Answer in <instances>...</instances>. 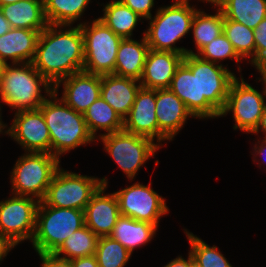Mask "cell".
<instances>
[{
	"label": "cell",
	"mask_w": 266,
	"mask_h": 267,
	"mask_svg": "<svg viewBox=\"0 0 266 267\" xmlns=\"http://www.w3.org/2000/svg\"><path fill=\"white\" fill-rule=\"evenodd\" d=\"M106 189L102 185L84 209L85 225L98 237L109 236L121 216L116 194H105Z\"/></svg>",
	"instance_id": "17"
},
{
	"label": "cell",
	"mask_w": 266,
	"mask_h": 267,
	"mask_svg": "<svg viewBox=\"0 0 266 267\" xmlns=\"http://www.w3.org/2000/svg\"><path fill=\"white\" fill-rule=\"evenodd\" d=\"M102 185L108 187L107 178L81 175L60 167L53 176L42 202L51 207L84 210Z\"/></svg>",
	"instance_id": "8"
},
{
	"label": "cell",
	"mask_w": 266,
	"mask_h": 267,
	"mask_svg": "<svg viewBox=\"0 0 266 267\" xmlns=\"http://www.w3.org/2000/svg\"><path fill=\"white\" fill-rule=\"evenodd\" d=\"M235 78L230 86L229 94L220 117L232 112L234 118L233 129H240L242 132L253 133L259 125L260 118L266 106V83L260 77L259 81L263 82L264 90L260 93L250 84L244 81L243 76Z\"/></svg>",
	"instance_id": "11"
},
{
	"label": "cell",
	"mask_w": 266,
	"mask_h": 267,
	"mask_svg": "<svg viewBox=\"0 0 266 267\" xmlns=\"http://www.w3.org/2000/svg\"><path fill=\"white\" fill-rule=\"evenodd\" d=\"M97 140L104 144V150L113 158L131 181L141 166L161 148L152 139L126 132L124 130L102 134Z\"/></svg>",
	"instance_id": "10"
},
{
	"label": "cell",
	"mask_w": 266,
	"mask_h": 267,
	"mask_svg": "<svg viewBox=\"0 0 266 267\" xmlns=\"http://www.w3.org/2000/svg\"><path fill=\"white\" fill-rule=\"evenodd\" d=\"M18 1H21V0H0V6L10 4V3H16Z\"/></svg>",
	"instance_id": "47"
},
{
	"label": "cell",
	"mask_w": 266,
	"mask_h": 267,
	"mask_svg": "<svg viewBox=\"0 0 266 267\" xmlns=\"http://www.w3.org/2000/svg\"><path fill=\"white\" fill-rule=\"evenodd\" d=\"M62 84V99L76 112L84 114L90 105L101 97V75L84 71L72 74L60 80L54 86V92Z\"/></svg>",
	"instance_id": "16"
},
{
	"label": "cell",
	"mask_w": 266,
	"mask_h": 267,
	"mask_svg": "<svg viewBox=\"0 0 266 267\" xmlns=\"http://www.w3.org/2000/svg\"><path fill=\"white\" fill-rule=\"evenodd\" d=\"M5 66H6V63L0 59V82H1L2 74L4 72Z\"/></svg>",
	"instance_id": "46"
},
{
	"label": "cell",
	"mask_w": 266,
	"mask_h": 267,
	"mask_svg": "<svg viewBox=\"0 0 266 267\" xmlns=\"http://www.w3.org/2000/svg\"><path fill=\"white\" fill-rule=\"evenodd\" d=\"M41 267H73L69 259L60 257L55 253H40Z\"/></svg>",
	"instance_id": "38"
},
{
	"label": "cell",
	"mask_w": 266,
	"mask_h": 267,
	"mask_svg": "<svg viewBox=\"0 0 266 267\" xmlns=\"http://www.w3.org/2000/svg\"><path fill=\"white\" fill-rule=\"evenodd\" d=\"M57 96L58 92L53 91L39 109L49 130L51 154L60 159L62 154L97 139L90 133L83 114L76 112Z\"/></svg>",
	"instance_id": "2"
},
{
	"label": "cell",
	"mask_w": 266,
	"mask_h": 267,
	"mask_svg": "<svg viewBox=\"0 0 266 267\" xmlns=\"http://www.w3.org/2000/svg\"><path fill=\"white\" fill-rule=\"evenodd\" d=\"M31 63L53 87L60 80L83 71L84 41L80 25L49 24L40 33Z\"/></svg>",
	"instance_id": "1"
},
{
	"label": "cell",
	"mask_w": 266,
	"mask_h": 267,
	"mask_svg": "<svg viewBox=\"0 0 266 267\" xmlns=\"http://www.w3.org/2000/svg\"><path fill=\"white\" fill-rule=\"evenodd\" d=\"M255 69L266 68V17L254 29Z\"/></svg>",
	"instance_id": "36"
},
{
	"label": "cell",
	"mask_w": 266,
	"mask_h": 267,
	"mask_svg": "<svg viewBox=\"0 0 266 267\" xmlns=\"http://www.w3.org/2000/svg\"><path fill=\"white\" fill-rule=\"evenodd\" d=\"M103 17L98 19L121 38H132L138 21L143 19L120 0H112L103 8Z\"/></svg>",
	"instance_id": "26"
},
{
	"label": "cell",
	"mask_w": 266,
	"mask_h": 267,
	"mask_svg": "<svg viewBox=\"0 0 266 267\" xmlns=\"http://www.w3.org/2000/svg\"><path fill=\"white\" fill-rule=\"evenodd\" d=\"M7 135L25 152L51 153V138L40 109L15 112Z\"/></svg>",
	"instance_id": "14"
},
{
	"label": "cell",
	"mask_w": 266,
	"mask_h": 267,
	"mask_svg": "<svg viewBox=\"0 0 266 267\" xmlns=\"http://www.w3.org/2000/svg\"><path fill=\"white\" fill-rule=\"evenodd\" d=\"M195 54L203 60L217 64L221 60L224 61L229 58L235 59L237 64L242 61V58L237 54L232 43L227 39L224 33L213 39Z\"/></svg>",
	"instance_id": "35"
},
{
	"label": "cell",
	"mask_w": 266,
	"mask_h": 267,
	"mask_svg": "<svg viewBox=\"0 0 266 267\" xmlns=\"http://www.w3.org/2000/svg\"><path fill=\"white\" fill-rule=\"evenodd\" d=\"M91 0H43L48 24L72 26L81 19Z\"/></svg>",
	"instance_id": "28"
},
{
	"label": "cell",
	"mask_w": 266,
	"mask_h": 267,
	"mask_svg": "<svg viewBox=\"0 0 266 267\" xmlns=\"http://www.w3.org/2000/svg\"><path fill=\"white\" fill-rule=\"evenodd\" d=\"M157 229V225L121 215L109 236L133 253L135 248L150 242L156 235Z\"/></svg>",
	"instance_id": "25"
},
{
	"label": "cell",
	"mask_w": 266,
	"mask_h": 267,
	"mask_svg": "<svg viewBox=\"0 0 266 267\" xmlns=\"http://www.w3.org/2000/svg\"><path fill=\"white\" fill-rule=\"evenodd\" d=\"M223 33L232 43L235 51L242 59H251V63L255 67V39L254 30L247 26L228 20L224 17Z\"/></svg>",
	"instance_id": "32"
},
{
	"label": "cell",
	"mask_w": 266,
	"mask_h": 267,
	"mask_svg": "<svg viewBox=\"0 0 266 267\" xmlns=\"http://www.w3.org/2000/svg\"><path fill=\"white\" fill-rule=\"evenodd\" d=\"M258 142H257V144H259V145H257L256 143H255V145H254V151H253V153H254V155H256V156H254L253 158V161L255 162V158H257V155L259 154V157L261 156V155H266V138L264 137V139L263 140H261V141H259V140H257ZM261 142V143H260ZM264 157H266V156H264ZM263 157V158H264ZM265 162V161H264Z\"/></svg>",
	"instance_id": "41"
},
{
	"label": "cell",
	"mask_w": 266,
	"mask_h": 267,
	"mask_svg": "<svg viewBox=\"0 0 266 267\" xmlns=\"http://www.w3.org/2000/svg\"><path fill=\"white\" fill-rule=\"evenodd\" d=\"M155 114L158 131L169 141L181 131L188 118H194L184 102L169 89H156Z\"/></svg>",
	"instance_id": "19"
},
{
	"label": "cell",
	"mask_w": 266,
	"mask_h": 267,
	"mask_svg": "<svg viewBox=\"0 0 266 267\" xmlns=\"http://www.w3.org/2000/svg\"><path fill=\"white\" fill-rule=\"evenodd\" d=\"M73 267H99L95 255L84 256L71 260Z\"/></svg>",
	"instance_id": "39"
},
{
	"label": "cell",
	"mask_w": 266,
	"mask_h": 267,
	"mask_svg": "<svg viewBox=\"0 0 266 267\" xmlns=\"http://www.w3.org/2000/svg\"><path fill=\"white\" fill-rule=\"evenodd\" d=\"M98 238L91 229L84 225L68 236L54 253L69 260L95 255Z\"/></svg>",
	"instance_id": "30"
},
{
	"label": "cell",
	"mask_w": 266,
	"mask_h": 267,
	"mask_svg": "<svg viewBox=\"0 0 266 267\" xmlns=\"http://www.w3.org/2000/svg\"><path fill=\"white\" fill-rule=\"evenodd\" d=\"M39 31L24 28H11L0 36V59L7 64L31 63L37 48Z\"/></svg>",
	"instance_id": "21"
},
{
	"label": "cell",
	"mask_w": 266,
	"mask_h": 267,
	"mask_svg": "<svg viewBox=\"0 0 266 267\" xmlns=\"http://www.w3.org/2000/svg\"><path fill=\"white\" fill-rule=\"evenodd\" d=\"M124 5L128 6L132 11L137 13L143 19L152 17L151 10L154 7L155 0H120Z\"/></svg>",
	"instance_id": "37"
},
{
	"label": "cell",
	"mask_w": 266,
	"mask_h": 267,
	"mask_svg": "<svg viewBox=\"0 0 266 267\" xmlns=\"http://www.w3.org/2000/svg\"><path fill=\"white\" fill-rule=\"evenodd\" d=\"M90 23L77 24L80 25L84 41L83 71L97 75L113 74L118 47L123 38L98 18Z\"/></svg>",
	"instance_id": "9"
},
{
	"label": "cell",
	"mask_w": 266,
	"mask_h": 267,
	"mask_svg": "<svg viewBox=\"0 0 266 267\" xmlns=\"http://www.w3.org/2000/svg\"><path fill=\"white\" fill-rule=\"evenodd\" d=\"M183 63L197 75L198 118L220 117L236 75L227 66L203 60L196 54H186Z\"/></svg>",
	"instance_id": "4"
},
{
	"label": "cell",
	"mask_w": 266,
	"mask_h": 267,
	"mask_svg": "<svg viewBox=\"0 0 266 267\" xmlns=\"http://www.w3.org/2000/svg\"><path fill=\"white\" fill-rule=\"evenodd\" d=\"M211 5L218 7L226 19L253 30L266 17V0H213Z\"/></svg>",
	"instance_id": "24"
},
{
	"label": "cell",
	"mask_w": 266,
	"mask_h": 267,
	"mask_svg": "<svg viewBox=\"0 0 266 267\" xmlns=\"http://www.w3.org/2000/svg\"><path fill=\"white\" fill-rule=\"evenodd\" d=\"M87 127L95 139L97 132L114 133L123 130V119L110 107L106 101L99 97L83 114Z\"/></svg>",
	"instance_id": "27"
},
{
	"label": "cell",
	"mask_w": 266,
	"mask_h": 267,
	"mask_svg": "<svg viewBox=\"0 0 266 267\" xmlns=\"http://www.w3.org/2000/svg\"><path fill=\"white\" fill-rule=\"evenodd\" d=\"M181 99L195 118H198V86L197 75L182 62L168 88Z\"/></svg>",
	"instance_id": "29"
},
{
	"label": "cell",
	"mask_w": 266,
	"mask_h": 267,
	"mask_svg": "<svg viewBox=\"0 0 266 267\" xmlns=\"http://www.w3.org/2000/svg\"><path fill=\"white\" fill-rule=\"evenodd\" d=\"M149 50L144 35L140 42L132 38L122 39L118 47L113 74L140 80Z\"/></svg>",
	"instance_id": "22"
},
{
	"label": "cell",
	"mask_w": 266,
	"mask_h": 267,
	"mask_svg": "<svg viewBox=\"0 0 266 267\" xmlns=\"http://www.w3.org/2000/svg\"><path fill=\"white\" fill-rule=\"evenodd\" d=\"M136 182L131 186L114 192L119 202L120 214L137 221L159 225L163 215L169 212L165 198L151 187Z\"/></svg>",
	"instance_id": "13"
},
{
	"label": "cell",
	"mask_w": 266,
	"mask_h": 267,
	"mask_svg": "<svg viewBox=\"0 0 266 267\" xmlns=\"http://www.w3.org/2000/svg\"><path fill=\"white\" fill-rule=\"evenodd\" d=\"M184 54L150 49L140 81L145 89H168Z\"/></svg>",
	"instance_id": "18"
},
{
	"label": "cell",
	"mask_w": 266,
	"mask_h": 267,
	"mask_svg": "<svg viewBox=\"0 0 266 267\" xmlns=\"http://www.w3.org/2000/svg\"><path fill=\"white\" fill-rule=\"evenodd\" d=\"M140 88L139 80L114 74L101 75V98L123 120L129 114Z\"/></svg>",
	"instance_id": "20"
},
{
	"label": "cell",
	"mask_w": 266,
	"mask_h": 267,
	"mask_svg": "<svg viewBox=\"0 0 266 267\" xmlns=\"http://www.w3.org/2000/svg\"><path fill=\"white\" fill-rule=\"evenodd\" d=\"M39 201L29 196L13 195L0 201V238L13 248L24 240H32Z\"/></svg>",
	"instance_id": "12"
},
{
	"label": "cell",
	"mask_w": 266,
	"mask_h": 267,
	"mask_svg": "<svg viewBox=\"0 0 266 267\" xmlns=\"http://www.w3.org/2000/svg\"><path fill=\"white\" fill-rule=\"evenodd\" d=\"M59 168L60 159L51 153L25 152L10 172L12 195L29 196L42 201Z\"/></svg>",
	"instance_id": "7"
},
{
	"label": "cell",
	"mask_w": 266,
	"mask_h": 267,
	"mask_svg": "<svg viewBox=\"0 0 266 267\" xmlns=\"http://www.w3.org/2000/svg\"><path fill=\"white\" fill-rule=\"evenodd\" d=\"M201 1V0H200ZM203 2H206V3H211L213 2V0H202Z\"/></svg>",
	"instance_id": "50"
},
{
	"label": "cell",
	"mask_w": 266,
	"mask_h": 267,
	"mask_svg": "<svg viewBox=\"0 0 266 267\" xmlns=\"http://www.w3.org/2000/svg\"><path fill=\"white\" fill-rule=\"evenodd\" d=\"M190 267H200L197 263L194 262L192 256H191V266Z\"/></svg>",
	"instance_id": "49"
},
{
	"label": "cell",
	"mask_w": 266,
	"mask_h": 267,
	"mask_svg": "<svg viewBox=\"0 0 266 267\" xmlns=\"http://www.w3.org/2000/svg\"><path fill=\"white\" fill-rule=\"evenodd\" d=\"M41 86L47 95L41 93ZM53 91V85L32 63L6 64L0 82V102L16 112L39 109Z\"/></svg>",
	"instance_id": "3"
},
{
	"label": "cell",
	"mask_w": 266,
	"mask_h": 267,
	"mask_svg": "<svg viewBox=\"0 0 266 267\" xmlns=\"http://www.w3.org/2000/svg\"><path fill=\"white\" fill-rule=\"evenodd\" d=\"M13 247L3 238H0V262L3 261Z\"/></svg>",
	"instance_id": "42"
},
{
	"label": "cell",
	"mask_w": 266,
	"mask_h": 267,
	"mask_svg": "<svg viewBox=\"0 0 266 267\" xmlns=\"http://www.w3.org/2000/svg\"><path fill=\"white\" fill-rule=\"evenodd\" d=\"M260 73L261 78L265 81L266 83V68H263L258 71Z\"/></svg>",
	"instance_id": "48"
},
{
	"label": "cell",
	"mask_w": 266,
	"mask_h": 267,
	"mask_svg": "<svg viewBox=\"0 0 266 267\" xmlns=\"http://www.w3.org/2000/svg\"><path fill=\"white\" fill-rule=\"evenodd\" d=\"M131 255L119 241L110 236L98 238L95 256L99 267H125Z\"/></svg>",
	"instance_id": "34"
},
{
	"label": "cell",
	"mask_w": 266,
	"mask_h": 267,
	"mask_svg": "<svg viewBox=\"0 0 266 267\" xmlns=\"http://www.w3.org/2000/svg\"><path fill=\"white\" fill-rule=\"evenodd\" d=\"M260 130L265 134L266 138V106L264 108V111L262 112L259 125L252 134H258L259 132H261Z\"/></svg>",
	"instance_id": "43"
},
{
	"label": "cell",
	"mask_w": 266,
	"mask_h": 267,
	"mask_svg": "<svg viewBox=\"0 0 266 267\" xmlns=\"http://www.w3.org/2000/svg\"><path fill=\"white\" fill-rule=\"evenodd\" d=\"M175 3L157 9L149 20V27L143 32L150 49L179 54H195L192 50L175 46L191 30L195 12L189 0H172Z\"/></svg>",
	"instance_id": "5"
},
{
	"label": "cell",
	"mask_w": 266,
	"mask_h": 267,
	"mask_svg": "<svg viewBox=\"0 0 266 267\" xmlns=\"http://www.w3.org/2000/svg\"><path fill=\"white\" fill-rule=\"evenodd\" d=\"M156 90L140 88L137 92L135 102L129 114L123 120V130L140 136H145L153 141L156 139L158 145L167 139L158 131L156 118Z\"/></svg>",
	"instance_id": "15"
},
{
	"label": "cell",
	"mask_w": 266,
	"mask_h": 267,
	"mask_svg": "<svg viewBox=\"0 0 266 267\" xmlns=\"http://www.w3.org/2000/svg\"><path fill=\"white\" fill-rule=\"evenodd\" d=\"M183 230L191 246L189 253L200 267H233L215 245L210 247L192 232Z\"/></svg>",
	"instance_id": "33"
},
{
	"label": "cell",
	"mask_w": 266,
	"mask_h": 267,
	"mask_svg": "<svg viewBox=\"0 0 266 267\" xmlns=\"http://www.w3.org/2000/svg\"><path fill=\"white\" fill-rule=\"evenodd\" d=\"M84 225V210L51 207L39 201L31 243L37 254L54 253L68 236Z\"/></svg>",
	"instance_id": "6"
},
{
	"label": "cell",
	"mask_w": 266,
	"mask_h": 267,
	"mask_svg": "<svg viewBox=\"0 0 266 267\" xmlns=\"http://www.w3.org/2000/svg\"><path fill=\"white\" fill-rule=\"evenodd\" d=\"M216 11L211 15L198 9L194 14L191 30L197 52L223 33L224 16L219 8Z\"/></svg>",
	"instance_id": "31"
},
{
	"label": "cell",
	"mask_w": 266,
	"mask_h": 267,
	"mask_svg": "<svg viewBox=\"0 0 266 267\" xmlns=\"http://www.w3.org/2000/svg\"><path fill=\"white\" fill-rule=\"evenodd\" d=\"M3 16L11 28H24L41 32L47 22L43 0H21L0 6Z\"/></svg>",
	"instance_id": "23"
},
{
	"label": "cell",
	"mask_w": 266,
	"mask_h": 267,
	"mask_svg": "<svg viewBox=\"0 0 266 267\" xmlns=\"http://www.w3.org/2000/svg\"><path fill=\"white\" fill-rule=\"evenodd\" d=\"M1 110L2 109H1V106H0V134H4V133L7 134V127L8 126L6 125V123L4 124V122L1 119L2 118V116H1L2 115L1 114L2 113ZM4 129H6V130H4ZM3 131H5V132L3 133Z\"/></svg>",
	"instance_id": "45"
},
{
	"label": "cell",
	"mask_w": 266,
	"mask_h": 267,
	"mask_svg": "<svg viewBox=\"0 0 266 267\" xmlns=\"http://www.w3.org/2000/svg\"><path fill=\"white\" fill-rule=\"evenodd\" d=\"M191 254L188 252V258L184 259L181 255L168 262L164 267H190Z\"/></svg>",
	"instance_id": "40"
},
{
	"label": "cell",
	"mask_w": 266,
	"mask_h": 267,
	"mask_svg": "<svg viewBox=\"0 0 266 267\" xmlns=\"http://www.w3.org/2000/svg\"><path fill=\"white\" fill-rule=\"evenodd\" d=\"M11 29L10 23L7 21V19L3 16L1 10H0V36L4 35Z\"/></svg>",
	"instance_id": "44"
}]
</instances>
